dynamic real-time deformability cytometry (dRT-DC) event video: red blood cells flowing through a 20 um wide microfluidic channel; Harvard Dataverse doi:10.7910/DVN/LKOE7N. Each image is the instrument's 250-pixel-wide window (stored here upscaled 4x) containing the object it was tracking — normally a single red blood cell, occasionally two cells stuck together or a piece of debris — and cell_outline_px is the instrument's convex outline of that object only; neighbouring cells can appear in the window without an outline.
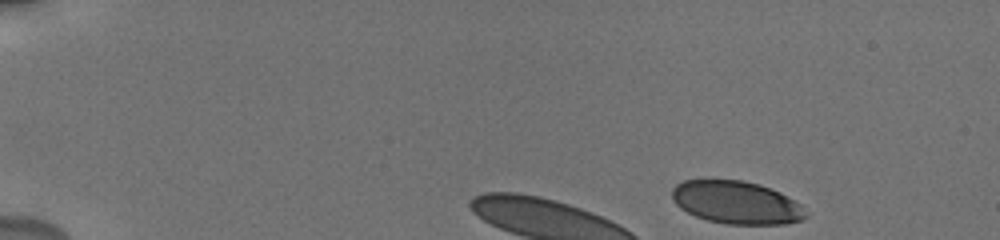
{"species": "human", "species_latin": "Homo sapiens", "temperature_condition": "cold", "stored_images_in_passage": 18, "camera_frame_rate_fps": 3000, "um_per_image_px": 0.085, "donor": {"sex": "male"}, "frame": {"image": 1, "passage_image": 1, "time_ms": 0.0, "image_size_px": [1000, 240], "cell_outline_px": [[808, 216], [804, 220], [784, 224], [728, 224], [708, 220], [696, 216], [680, 208], [676, 204], [672, 196], [672, 188], [676, 184], [684, 180], [744, 180], [780, 192], [800, 204], [808, 212]], "centroid_in_image_um": [62.62, 17.22], "position_along_channel_um": 22.4, "area_um2": 33.29}}
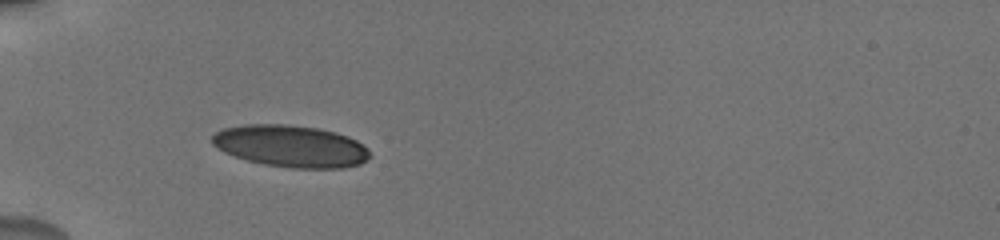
{"frame": {"image": 2, "passage_image": 17, "time_ms": 4.0, "image_size_px": [1000, 240], "cell_outline_px": [[372, 156], [368, 160], [360, 164], [344, 168], [292, 168], [264, 164], [248, 160], [224, 152], [212, 144], [212, 136], [216, 132], [224, 128], [244, 124], [288, 124], [316, 128], [336, 132], [348, 136], [356, 140], [368, 148]], "centroid_in_image_um": [24.76, 12.42], "position_along_channel_um": 60.2, "area_um2": 38.67}}